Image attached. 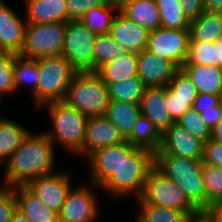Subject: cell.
I'll return each instance as SVG.
<instances>
[{
  "label": "cell",
  "instance_id": "cell-1",
  "mask_svg": "<svg viewBox=\"0 0 222 222\" xmlns=\"http://www.w3.org/2000/svg\"><path fill=\"white\" fill-rule=\"evenodd\" d=\"M54 161V143L46 133L29 132L6 161L5 186H26L37 177L53 173Z\"/></svg>",
  "mask_w": 222,
  "mask_h": 222
},
{
  "label": "cell",
  "instance_id": "cell-2",
  "mask_svg": "<svg viewBox=\"0 0 222 222\" xmlns=\"http://www.w3.org/2000/svg\"><path fill=\"white\" fill-rule=\"evenodd\" d=\"M155 167L174 182L197 211H206L202 160L176 155H155Z\"/></svg>",
  "mask_w": 222,
  "mask_h": 222
},
{
  "label": "cell",
  "instance_id": "cell-3",
  "mask_svg": "<svg viewBox=\"0 0 222 222\" xmlns=\"http://www.w3.org/2000/svg\"><path fill=\"white\" fill-rule=\"evenodd\" d=\"M155 166V153L146 148H137L129 157H124L119 169L101 186L111 193L113 199L142 193L148 172Z\"/></svg>",
  "mask_w": 222,
  "mask_h": 222
},
{
  "label": "cell",
  "instance_id": "cell-4",
  "mask_svg": "<svg viewBox=\"0 0 222 222\" xmlns=\"http://www.w3.org/2000/svg\"><path fill=\"white\" fill-rule=\"evenodd\" d=\"M63 102L88 118L105 116L110 104L108 87L96 72H77Z\"/></svg>",
  "mask_w": 222,
  "mask_h": 222
},
{
  "label": "cell",
  "instance_id": "cell-5",
  "mask_svg": "<svg viewBox=\"0 0 222 222\" xmlns=\"http://www.w3.org/2000/svg\"><path fill=\"white\" fill-rule=\"evenodd\" d=\"M44 106H47L53 124V130L45 132L49 139L53 143L64 145L72 153L84 155L85 125L88 117L63 101Z\"/></svg>",
  "mask_w": 222,
  "mask_h": 222
},
{
  "label": "cell",
  "instance_id": "cell-6",
  "mask_svg": "<svg viewBox=\"0 0 222 222\" xmlns=\"http://www.w3.org/2000/svg\"><path fill=\"white\" fill-rule=\"evenodd\" d=\"M37 64V106L63 101L77 71L62 55L38 58Z\"/></svg>",
  "mask_w": 222,
  "mask_h": 222
},
{
  "label": "cell",
  "instance_id": "cell-7",
  "mask_svg": "<svg viewBox=\"0 0 222 222\" xmlns=\"http://www.w3.org/2000/svg\"><path fill=\"white\" fill-rule=\"evenodd\" d=\"M65 31L66 22L27 23L19 55L29 59L61 55Z\"/></svg>",
  "mask_w": 222,
  "mask_h": 222
},
{
  "label": "cell",
  "instance_id": "cell-8",
  "mask_svg": "<svg viewBox=\"0 0 222 222\" xmlns=\"http://www.w3.org/2000/svg\"><path fill=\"white\" fill-rule=\"evenodd\" d=\"M137 201L139 204H152L185 213L197 212L179 186L169 180L155 166L148 172L142 193Z\"/></svg>",
  "mask_w": 222,
  "mask_h": 222
},
{
  "label": "cell",
  "instance_id": "cell-9",
  "mask_svg": "<svg viewBox=\"0 0 222 222\" xmlns=\"http://www.w3.org/2000/svg\"><path fill=\"white\" fill-rule=\"evenodd\" d=\"M96 36L81 20L66 22L61 55L77 72H94L93 50Z\"/></svg>",
  "mask_w": 222,
  "mask_h": 222
},
{
  "label": "cell",
  "instance_id": "cell-10",
  "mask_svg": "<svg viewBox=\"0 0 222 222\" xmlns=\"http://www.w3.org/2000/svg\"><path fill=\"white\" fill-rule=\"evenodd\" d=\"M189 41V30L159 27L149 33L146 50L173 62L181 69L187 58Z\"/></svg>",
  "mask_w": 222,
  "mask_h": 222
},
{
  "label": "cell",
  "instance_id": "cell-11",
  "mask_svg": "<svg viewBox=\"0 0 222 222\" xmlns=\"http://www.w3.org/2000/svg\"><path fill=\"white\" fill-rule=\"evenodd\" d=\"M137 148L125 141L96 149L90 153L87 159L90 166L91 186L100 188L119 169L124 157H129Z\"/></svg>",
  "mask_w": 222,
  "mask_h": 222
},
{
  "label": "cell",
  "instance_id": "cell-12",
  "mask_svg": "<svg viewBox=\"0 0 222 222\" xmlns=\"http://www.w3.org/2000/svg\"><path fill=\"white\" fill-rule=\"evenodd\" d=\"M26 187L49 209L59 213L71 189L67 173H51L30 181Z\"/></svg>",
  "mask_w": 222,
  "mask_h": 222
},
{
  "label": "cell",
  "instance_id": "cell-13",
  "mask_svg": "<svg viewBox=\"0 0 222 222\" xmlns=\"http://www.w3.org/2000/svg\"><path fill=\"white\" fill-rule=\"evenodd\" d=\"M204 142L192 136L185 128L174 122L163 134L155 155H176L202 160Z\"/></svg>",
  "mask_w": 222,
  "mask_h": 222
},
{
  "label": "cell",
  "instance_id": "cell-14",
  "mask_svg": "<svg viewBox=\"0 0 222 222\" xmlns=\"http://www.w3.org/2000/svg\"><path fill=\"white\" fill-rule=\"evenodd\" d=\"M97 206V200L90 188L71 187L58 213L59 222H94L99 212Z\"/></svg>",
  "mask_w": 222,
  "mask_h": 222
},
{
  "label": "cell",
  "instance_id": "cell-15",
  "mask_svg": "<svg viewBox=\"0 0 222 222\" xmlns=\"http://www.w3.org/2000/svg\"><path fill=\"white\" fill-rule=\"evenodd\" d=\"M179 68L146 49L138 53L137 76L146 87H167Z\"/></svg>",
  "mask_w": 222,
  "mask_h": 222
},
{
  "label": "cell",
  "instance_id": "cell-16",
  "mask_svg": "<svg viewBox=\"0 0 222 222\" xmlns=\"http://www.w3.org/2000/svg\"><path fill=\"white\" fill-rule=\"evenodd\" d=\"M26 21L0 0V52L19 55L24 43Z\"/></svg>",
  "mask_w": 222,
  "mask_h": 222
},
{
  "label": "cell",
  "instance_id": "cell-17",
  "mask_svg": "<svg viewBox=\"0 0 222 222\" xmlns=\"http://www.w3.org/2000/svg\"><path fill=\"white\" fill-rule=\"evenodd\" d=\"M126 139L106 116L87 119L85 125L84 155L96 149L124 143Z\"/></svg>",
  "mask_w": 222,
  "mask_h": 222
},
{
  "label": "cell",
  "instance_id": "cell-18",
  "mask_svg": "<svg viewBox=\"0 0 222 222\" xmlns=\"http://www.w3.org/2000/svg\"><path fill=\"white\" fill-rule=\"evenodd\" d=\"M114 16L110 34L115 41L126 51L139 53L146 49L149 31L137 23L127 19L119 11Z\"/></svg>",
  "mask_w": 222,
  "mask_h": 222
},
{
  "label": "cell",
  "instance_id": "cell-19",
  "mask_svg": "<svg viewBox=\"0 0 222 222\" xmlns=\"http://www.w3.org/2000/svg\"><path fill=\"white\" fill-rule=\"evenodd\" d=\"M141 115L163 134L173 123L166 106V87H146L140 102Z\"/></svg>",
  "mask_w": 222,
  "mask_h": 222
},
{
  "label": "cell",
  "instance_id": "cell-20",
  "mask_svg": "<svg viewBox=\"0 0 222 222\" xmlns=\"http://www.w3.org/2000/svg\"><path fill=\"white\" fill-rule=\"evenodd\" d=\"M27 23L67 22L66 0H27Z\"/></svg>",
  "mask_w": 222,
  "mask_h": 222
},
{
  "label": "cell",
  "instance_id": "cell-21",
  "mask_svg": "<svg viewBox=\"0 0 222 222\" xmlns=\"http://www.w3.org/2000/svg\"><path fill=\"white\" fill-rule=\"evenodd\" d=\"M17 209L31 222H59V215L49 209L26 186L14 187Z\"/></svg>",
  "mask_w": 222,
  "mask_h": 222
},
{
  "label": "cell",
  "instance_id": "cell-22",
  "mask_svg": "<svg viewBox=\"0 0 222 222\" xmlns=\"http://www.w3.org/2000/svg\"><path fill=\"white\" fill-rule=\"evenodd\" d=\"M181 69L191 79L198 93L219 95L222 88V69L212 65H183Z\"/></svg>",
  "mask_w": 222,
  "mask_h": 222
},
{
  "label": "cell",
  "instance_id": "cell-23",
  "mask_svg": "<svg viewBox=\"0 0 222 222\" xmlns=\"http://www.w3.org/2000/svg\"><path fill=\"white\" fill-rule=\"evenodd\" d=\"M119 12L149 32L161 27L160 13L156 0H133L125 4Z\"/></svg>",
  "mask_w": 222,
  "mask_h": 222
},
{
  "label": "cell",
  "instance_id": "cell-24",
  "mask_svg": "<svg viewBox=\"0 0 222 222\" xmlns=\"http://www.w3.org/2000/svg\"><path fill=\"white\" fill-rule=\"evenodd\" d=\"M138 53L125 52L119 58L101 66L96 73L105 84L125 81L129 77L137 76Z\"/></svg>",
  "mask_w": 222,
  "mask_h": 222
},
{
  "label": "cell",
  "instance_id": "cell-25",
  "mask_svg": "<svg viewBox=\"0 0 222 222\" xmlns=\"http://www.w3.org/2000/svg\"><path fill=\"white\" fill-rule=\"evenodd\" d=\"M190 42L214 43L222 35V13H203L190 22Z\"/></svg>",
  "mask_w": 222,
  "mask_h": 222
},
{
  "label": "cell",
  "instance_id": "cell-26",
  "mask_svg": "<svg viewBox=\"0 0 222 222\" xmlns=\"http://www.w3.org/2000/svg\"><path fill=\"white\" fill-rule=\"evenodd\" d=\"M141 115L140 104H131L110 100L106 117L114 124L125 139H127Z\"/></svg>",
  "mask_w": 222,
  "mask_h": 222
},
{
  "label": "cell",
  "instance_id": "cell-27",
  "mask_svg": "<svg viewBox=\"0 0 222 222\" xmlns=\"http://www.w3.org/2000/svg\"><path fill=\"white\" fill-rule=\"evenodd\" d=\"M30 131L14 120L0 117V165L6 163Z\"/></svg>",
  "mask_w": 222,
  "mask_h": 222
},
{
  "label": "cell",
  "instance_id": "cell-28",
  "mask_svg": "<svg viewBox=\"0 0 222 222\" xmlns=\"http://www.w3.org/2000/svg\"><path fill=\"white\" fill-rule=\"evenodd\" d=\"M161 138L162 134L154 123L147 117L140 115L126 141L139 148L150 149L155 153L160 147Z\"/></svg>",
  "mask_w": 222,
  "mask_h": 222
},
{
  "label": "cell",
  "instance_id": "cell-29",
  "mask_svg": "<svg viewBox=\"0 0 222 222\" xmlns=\"http://www.w3.org/2000/svg\"><path fill=\"white\" fill-rule=\"evenodd\" d=\"M106 85L110 100L131 104H140L146 88L138 76H132L125 81Z\"/></svg>",
  "mask_w": 222,
  "mask_h": 222
},
{
  "label": "cell",
  "instance_id": "cell-30",
  "mask_svg": "<svg viewBox=\"0 0 222 222\" xmlns=\"http://www.w3.org/2000/svg\"><path fill=\"white\" fill-rule=\"evenodd\" d=\"M14 84L17 91L23 83L31 85V93L37 104V84L39 79V71L37 59H29L14 54Z\"/></svg>",
  "mask_w": 222,
  "mask_h": 222
},
{
  "label": "cell",
  "instance_id": "cell-31",
  "mask_svg": "<svg viewBox=\"0 0 222 222\" xmlns=\"http://www.w3.org/2000/svg\"><path fill=\"white\" fill-rule=\"evenodd\" d=\"M161 27L189 30L190 21L185 17L180 0H156Z\"/></svg>",
  "mask_w": 222,
  "mask_h": 222
},
{
  "label": "cell",
  "instance_id": "cell-32",
  "mask_svg": "<svg viewBox=\"0 0 222 222\" xmlns=\"http://www.w3.org/2000/svg\"><path fill=\"white\" fill-rule=\"evenodd\" d=\"M126 51L115 41L110 33L99 34L94 43V72L101 66L119 58Z\"/></svg>",
  "mask_w": 222,
  "mask_h": 222
},
{
  "label": "cell",
  "instance_id": "cell-33",
  "mask_svg": "<svg viewBox=\"0 0 222 222\" xmlns=\"http://www.w3.org/2000/svg\"><path fill=\"white\" fill-rule=\"evenodd\" d=\"M114 11L118 12L119 10L107 3L86 12L81 21L86 28L96 35L109 33L115 16Z\"/></svg>",
  "mask_w": 222,
  "mask_h": 222
},
{
  "label": "cell",
  "instance_id": "cell-34",
  "mask_svg": "<svg viewBox=\"0 0 222 222\" xmlns=\"http://www.w3.org/2000/svg\"><path fill=\"white\" fill-rule=\"evenodd\" d=\"M138 222H186L194 213H185L175 209H169L152 204H140Z\"/></svg>",
  "mask_w": 222,
  "mask_h": 222
},
{
  "label": "cell",
  "instance_id": "cell-35",
  "mask_svg": "<svg viewBox=\"0 0 222 222\" xmlns=\"http://www.w3.org/2000/svg\"><path fill=\"white\" fill-rule=\"evenodd\" d=\"M202 175L206 190V211L218 198H222V168L203 163Z\"/></svg>",
  "mask_w": 222,
  "mask_h": 222
},
{
  "label": "cell",
  "instance_id": "cell-36",
  "mask_svg": "<svg viewBox=\"0 0 222 222\" xmlns=\"http://www.w3.org/2000/svg\"><path fill=\"white\" fill-rule=\"evenodd\" d=\"M176 123L204 143L211 140L212 130L202 120L200 113L193 108L188 109Z\"/></svg>",
  "mask_w": 222,
  "mask_h": 222
},
{
  "label": "cell",
  "instance_id": "cell-37",
  "mask_svg": "<svg viewBox=\"0 0 222 222\" xmlns=\"http://www.w3.org/2000/svg\"><path fill=\"white\" fill-rule=\"evenodd\" d=\"M167 88L181 100H188V105L192 108L196 97L198 96V91L191 79L187 74L179 69L173 79L167 85Z\"/></svg>",
  "mask_w": 222,
  "mask_h": 222
},
{
  "label": "cell",
  "instance_id": "cell-38",
  "mask_svg": "<svg viewBox=\"0 0 222 222\" xmlns=\"http://www.w3.org/2000/svg\"><path fill=\"white\" fill-rule=\"evenodd\" d=\"M216 66L214 43L190 42L184 65Z\"/></svg>",
  "mask_w": 222,
  "mask_h": 222
},
{
  "label": "cell",
  "instance_id": "cell-39",
  "mask_svg": "<svg viewBox=\"0 0 222 222\" xmlns=\"http://www.w3.org/2000/svg\"><path fill=\"white\" fill-rule=\"evenodd\" d=\"M14 54L0 52V97L7 93H15L14 84Z\"/></svg>",
  "mask_w": 222,
  "mask_h": 222
},
{
  "label": "cell",
  "instance_id": "cell-40",
  "mask_svg": "<svg viewBox=\"0 0 222 222\" xmlns=\"http://www.w3.org/2000/svg\"><path fill=\"white\" fill-rule=\"evenodd\" d=\"M67 21L81 20L86 12L107 4L106 0H66Z\"/></svg>",
  "mask_w": 222,
  "mask_h": 222
},
{
  "label": "cell",
  "instance_id": "cell-41",
  "mask_svg": "<svg viewBox=\"0 0 222 222\" xmlns=\"http://www.w3.org/2000/svg\"><path fill=\"white\" fill-rule=\"evenodd\" d=\"M16 208L14 187L3 186L0 188V222H10Z\"/></svg>",
  "mask_w": 222,
  "mask_h": 222
},
{
  "label": "cell",
  "instance_id": "cell-42",
  "mask_svg": "<svg viewBox=\"0 0 222 222\" xmlns=\"http://www.w3.org/2000/svg\"><path fill=\"white\" fill-rule=\"evenodd\" d=\"M166 106L174 122H177L181 116L191 107L188 100H181L166 87Z\"/></svg>",
  "mask_w": 222,
  "mask_h": 222
},
{
  "label": "cell",
  "instance_id": "cell-43",
  "mask_svg": "<svg viewBox=\"0 0 222 222\" xmlns=\"http://www.w3.org/2000/svg\"><path fill=\"white\" fill-rule=\"evenodd\" d=\"M202 162L222 168V143L213 140L205 142Z\"/></svg>",
  "mask_w": 222,
  "mask_h": 222
},
{
  "label": "cell",
  "instance_id": "cell-44",
  "mask_svg": "<svg viewBox=\"0 0 222 222\" xmlns=\"http://www.w3.org/2000/svg\"><path fill=\"white\" fill-rule=\"evenodd\" d=\"M204 0H180L185 17L191 22L196 20L204 11Z\"/></svg>",
  "mask_w": 222,
  "mask_h": 222
},
{
  "label": "cell",
  "instance_id": "cell-45",
  "mask_svg": "<svg viewBox=\"0 0 222 222\" xmlns=\"http://www.w3.org/2000/svg\"><path fill=\"white\" fill-rule=\"evenodd\" d=\"M219 104V95L198 93L192 108L195 109L198 113H201L204 111V109L213 108Z\"/></svg>",
  "mask_w": 222,
  "mask_h": 222
},
{
  "label": "cell",
  "instance_id": "cell-46",
  "mask_svg": "<svg viewBox=\"0 0 222 222\" xmlns=\"http://www.w3.org/2000/svg\"><path fill=\"white\" fill-rule=\"evenodd\" d=\"M202 120L212 130L213 127L222 120V105L219 104L213 108L204 109L200 113Z\"/></svg>",
  "mask_w": 222,
  "mask_h": 222
},
{
  "label": "cell",
  "instance_id": "cell-47",
  "mask_svg": "<svg viewBox=\"0 0 222 222\" xmlns=\"http://www.w3.org/2000/svg\"><path fill=\"white\" fill-rule=\"evenodd\" d=\"M207 212L216 222H222V198H218L210 204Z\"/></svg>",
  "mask_w": 222,
  "mask_h": 222
},
{
  "label": "cell",
  "instance_id": "cell-48",
  "mask_svg": "<svg viewBox=\"0 0 222 222\" xmlns=\"http://www.w3.org/2000/svg\"><path fill=\"white\" fill-rule=\"evenodd\" d=\"M186 222H216L207 211H197L190 215Z\"/></svg>",
  "mask_w": 222,
  "mask_h": 222
},
{
  "label": "cell",
  "instance_id": "cell-49",
  "mask_svg": "<svg viewBox=\"0 0 222 222\" xmlns=\"http://www.w3.org/2000/svg\"><path fill=\"white\" fill-rule=\"evenodd\" d=\"M203 9L207 12L222 13V0H204Z\"/></svg>",
  "mask_w": 222,
  "mask_h": 222
},
{
  "label": "cell",
  "instance_id": "cell-50",
  "mask_svg": "<svg viewBox=\"0 0 222 222\" xmlns=\"http://www.w3.org/2000/svg\"><path fill=\"white\" fill-rule=\"evenodd\" d=\"M216 66L222 69V35L214 42Z\"/></svg>",
  "mask_w": 222,
  "mask_h": 222
},
{
  "label": "cell",
  "instance_id": "cell-51",
  "mask_svg": "<svg viewBox=\"0 0 222 222\" xmlns=\"http://www.w3.org/2000/svg\"><path fill=\"white\" fill-rule=\"evenodd\" d=\"M211 140L222 143V120L211 131Z\"/></svg>",
  "mask_w": 222,
  "mask_h": 222
},
{
  "label": "cell",
  "instance_id": "cell-52",
  "mask_svg": "<svg viewBox=\"0 0 222 222\" xmlns=\"http://www.w3.org/2000/svg\"><path fill=\"white\" fill-rule=\"evenodd\" d=\"M10 222H31L17 208L11 216Z\"/></svg>",
  "mask_w": 222,
  "mask_h": 222
},
{
  "label": "cell",
  "instance_id": "cell-53",
  "mask_svg": "<svg viewBox=\"0 0 222 222\" xmlns=\"http://www.w3.org/2000/svg\"><path fill=\"white\" fill-rule=\"evenodd\" d=\"M108 4L116 7L120 10L125 4L132 2L133 0H106Z\"/></svg>",
  "mask_w": 222,
  "mask_h": 222
},
{
  "label": "cell",
  "instance_id": "cell-54",
  "mask_svg": "<svg viewBox=\"0 0 222 222\" xmlns=\"http://www.w3.org/2000/svg\"><path fill=\"white\" fill-rule=\"evenodd\" d=\"M219 99H220V104L222 105V88H221V91H220V94H219Z\"/></svg>",
  "mask_w": 222,
  "mask_h": 222
}]
</instances>
